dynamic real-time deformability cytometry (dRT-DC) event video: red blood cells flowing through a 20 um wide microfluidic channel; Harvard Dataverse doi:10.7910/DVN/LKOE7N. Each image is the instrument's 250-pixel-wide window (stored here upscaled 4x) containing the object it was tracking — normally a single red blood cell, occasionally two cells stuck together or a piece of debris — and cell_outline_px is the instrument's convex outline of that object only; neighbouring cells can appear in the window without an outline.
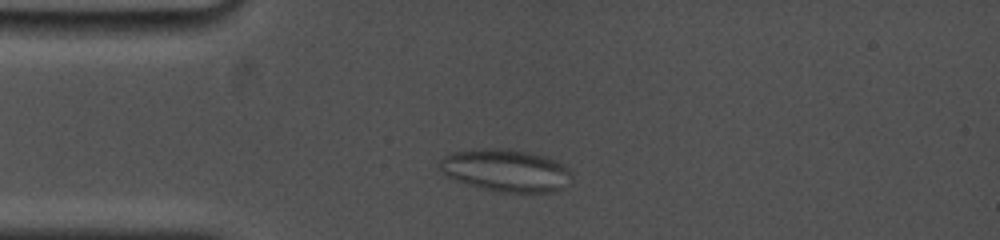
{"species": "common noctule bat (a hibernating species)", "species_latin": "Nyctalus noctula", "temperature_condition": "cold", "stored_images_in_passage": 4, "camera_frame_rate_fps": 5000, "um_per_image_px": 0.085, "animal": {"sex": "female", "body_mass_g": 19.0, "forearm_length_mm": 53.3}, "frame": {"image": 1, "passage_image": 3, "time_ms": 2.2, "image_size_px": [1000, 240], "cell_outline_px": [[572, 184], [552, 192], [504, 192], [484, 188], [468, 184], [456, 180], [448, 176], [436, 164], [444, 156], [452, 152], [484, 148], [508, 148], [548, 156], [568, 168], [572, 172]], "centroid_in_image_um": [43.05, 14.47], "position_along_channel_um": 42.0, "area_um2": 32.77}}